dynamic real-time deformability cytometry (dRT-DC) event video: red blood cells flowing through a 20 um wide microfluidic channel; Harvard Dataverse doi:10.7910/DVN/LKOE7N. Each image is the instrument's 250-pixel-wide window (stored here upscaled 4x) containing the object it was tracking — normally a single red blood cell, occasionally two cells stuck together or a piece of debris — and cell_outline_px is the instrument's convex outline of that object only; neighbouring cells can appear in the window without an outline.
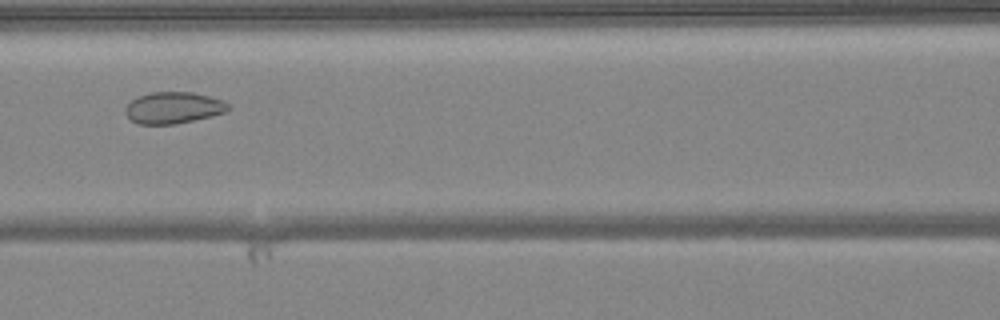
{"species": "common noctule bat (a hibernating species)", "species_latin": "Nyctalus noctula", "temperature_condition": "warm", "stored_images_in_passage": 46, "camera_frame_rate_fps": 3000, "um_per_image_px": 0.085, "animal": {"sex": "female", "body_mass_g": 24.6, "forearm_length_mm": 56.2}, "frame": {"image": 1, "passage_image": 18, "time_ms": 5.667, "image_size_px": [1000, 320], "cell_outline_px": [[228, 112], [212, 116], [176, 124], [136, 124], [124, 112], [124, 108], [136, 96], [152, 92], [192, 92], [224, 100], [228, 104]], "centroid_in_image_um": [14.73, 9.16], "position_along_channel_um": 151.9, "area_um2": 19.02}}
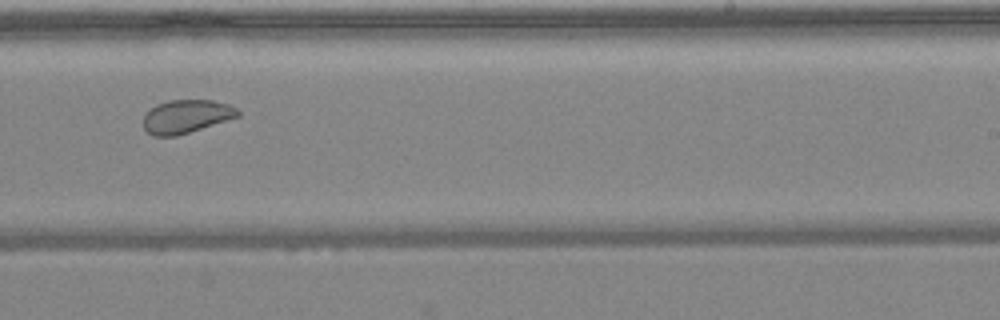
{"frame": {"image": 2, "passage_image": 27, "time_ms": 8.667, "image_size_px": [1000, 320], "cell_outline_px": [[240, 116], [176, 136], [152, 136], [144, 128], [144, 116], [156, 104], [168, 100], [212, 100], [228, 104], [236, 108], [240, 112]], "centroid_in_image_um": [15.83, 9.89], "position_along_channel_um": 273.2, "area_um2": 18.21}}
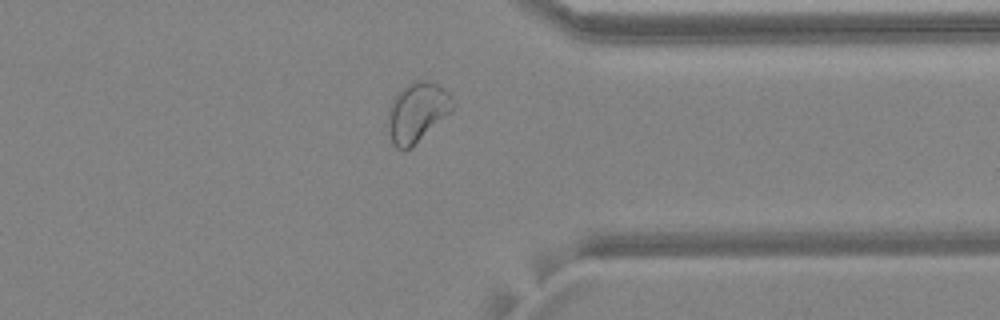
{"frame": {"image": 3, "passage_image": 35, "time_ms": 11.333, "image_size_px": [1000, 320], "cell_outline_px": [[456, 104], [452, 112], [412, 148], [396, 148], [392, 144], [388, 124], [388, 108], [396, 92], [412, 80], [432, 80], [444, 88], [452, 96]], "centroid_in_image_um": [35.49, 9.5], "position_along_channel_um": 375.9, "area_um2": 23.12}, "authors_computed_cell_mechanics": {"area_um2": 22.8888, "velocity_mm_per_s": 4.0595, "shape_relaxation_time_tau1_ms": null, "shape_relaxation_time_tau2_ms": 0.8994, "deformation_change_tau1": null, "deformation_change_tau2": 0.0579}}